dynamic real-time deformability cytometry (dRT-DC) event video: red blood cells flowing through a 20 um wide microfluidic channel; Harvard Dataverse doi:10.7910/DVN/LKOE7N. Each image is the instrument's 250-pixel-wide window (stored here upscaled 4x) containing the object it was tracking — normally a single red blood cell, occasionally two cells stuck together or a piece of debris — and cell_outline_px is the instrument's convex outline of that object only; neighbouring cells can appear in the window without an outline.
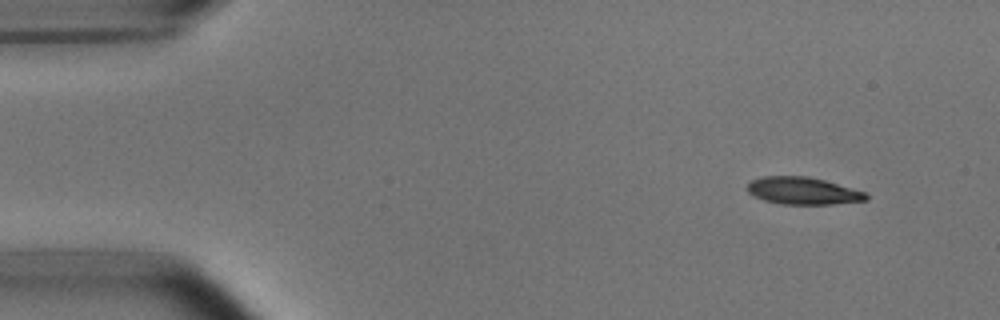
{"species": "common noctule bat (a hibernating species)", "species_latin": "Nyctalus noctula", "temperature_condition": "room temperature", "stored_images_in_passage": 49, "camera_frame_rate_fps": 3000, "um_per_image_px": 0.085, "animal": {"sex": "male", "body_mass_g": 15.6}, "frame": {"image": 1, "passage_image": 1, "time_ms": 0.0, "image_size_px": [1000, 320], "cell_outline_px": [[868, 200], [832, 204], [780, 204], [764, 200], [748, 192], [748, 184], [752, 180], [764, 176], [808, 176], [824, 180], [864, 192], [868, 196]], "centroid_in_image_um": [68.24, 16.22], "position_along_channel_um": 16.8, "area_um2": 18.61}}
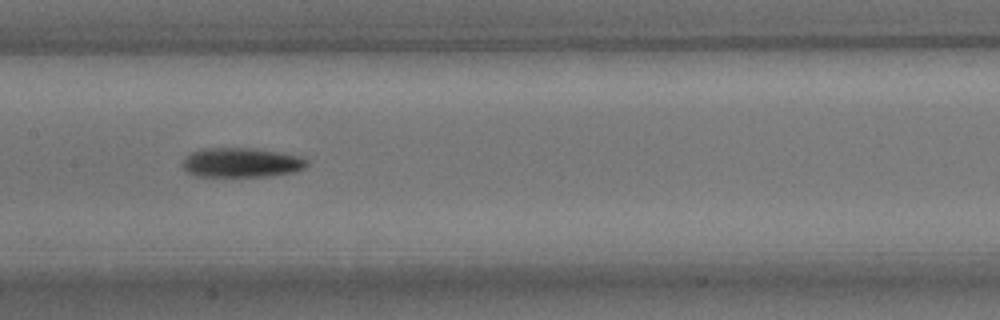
{"frame": {"image": 2, "passage_image": 22, "time_ms": 7.0, "image_size_px": [1000, 320], "cell_outline_px": [[308, 164], [304, 168], [296, 172], [268, 176], [196, 176], [188, 172], [184, 168], [184, 156], [200, 148], [256, 148], [284, 152], [304, 156], [308, 160]], "centroid_in_image_um": [20.59, 13.8], "position_along_channel_um": 186.8, "area_um2": 21.73}}
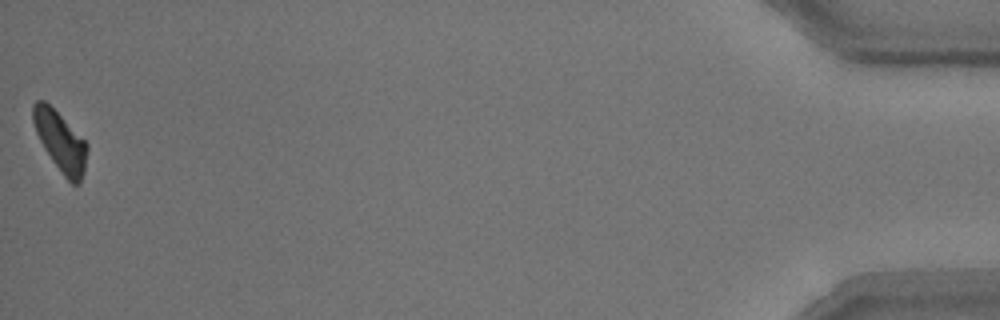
{"frame": {"image": 3, "passage_image": 49, "time_ms": 16.0, "image_size_px": [1000, 320], "cell_outline_px": [[88, 148], [84, 172], [80, 184], [72, 184], [64, 176], [52, 160], [44, 148], [36, 132], [32, 120], [32, 104], [36, 100], [44, 100], [88, 144]], "centroid_in_image_um": [5.12, 12.04], "position_along_channel_um": 430.1, "area_um2": 18.5}, "authors_computed_cell_mechanics": {"area_um2": 19.941, "velocity_mm_per_s": 3.7611, "shape_relaxation_time_tau1_ms": 3.4103, "shape_relaxation_time_tau2_ms": null, "deformation_change_tau1": 0.1235, "deformation_change_tau2": null}}